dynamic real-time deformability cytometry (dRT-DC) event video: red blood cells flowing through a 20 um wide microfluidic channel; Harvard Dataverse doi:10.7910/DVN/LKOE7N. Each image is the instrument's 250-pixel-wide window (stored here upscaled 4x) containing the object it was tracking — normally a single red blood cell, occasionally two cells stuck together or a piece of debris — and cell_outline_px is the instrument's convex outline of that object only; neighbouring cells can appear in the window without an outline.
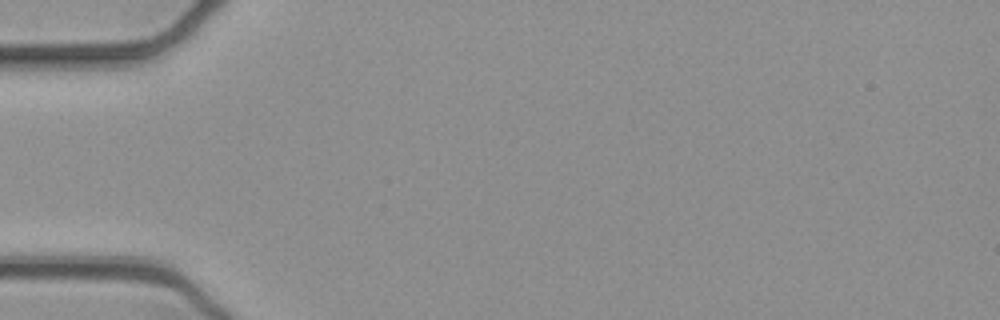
{"species": "common noctule bat (a hibernating species)", "species_latin": "Nyctalus noctula", "temperature_condition": "cold", "stored_images_in_passage": 4, "camera_frame_rate_fps": 3000, "um_per_image_px": 0.085, "animal": {"sex": "female", "body_mass_g": 21.9}, "frame": {"image": 1, "passage_image": 1, "time_ms": 0.0, "image_size_px": [1000, 320], "cell_outline_px": [[176, 288], [164, 288], [20, 280], [20, 276], [88, 268], [108, 268], [164, 280]], "centroid_in_image_um": [8.45, 23.64], "position_along_channel_um": 76.5, "area_um2": 12.6}}